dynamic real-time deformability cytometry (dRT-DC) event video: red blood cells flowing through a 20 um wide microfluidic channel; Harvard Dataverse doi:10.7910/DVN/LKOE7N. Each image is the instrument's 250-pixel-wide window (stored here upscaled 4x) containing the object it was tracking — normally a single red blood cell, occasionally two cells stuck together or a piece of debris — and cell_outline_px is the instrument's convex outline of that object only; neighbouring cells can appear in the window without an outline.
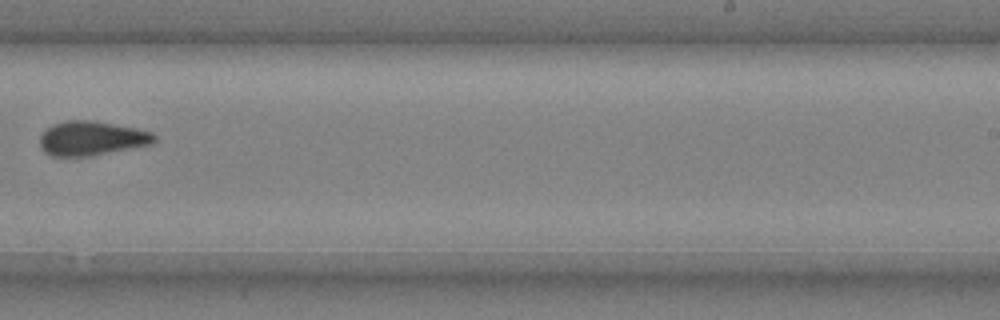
{"species": "common noctule bat (a hibernating species)", "species_latin": "Nyctalus noctula", "temperature_condition": "cold", "stored_images_in_passage": 10, "camera_frame_rate_fps": 3000, "um_per_image_px": 0.085, "animal": {"sex": "male", "body_mass_g": 20.4}, "frame": {"image": 1, "passage_image": 9, "time_ms": 2.667, "image_size_px": [1000, 320], "cell_outline_px": [[156, 140], [152, 144], [88, 156], [52, 156], [44, 152], [40, 144], [40, 136], [52, 124], [68, 120], [96, 120], [136, 128], [152, 132], [156, 136]], "centroid_in_image_um": [7.79, 11.74], "position_along_channel_um": 281.2, "area_um2": 22.83}}
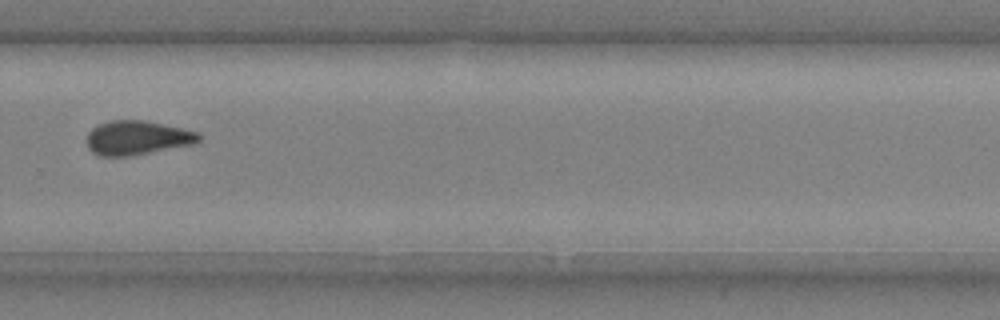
{"frame": {"image": 2, "passage_image": 10, "time_ms": 3.0, "image_size_px": [1000, 320], "cell_outline_px": [[200, 140], [192, 144], [128, 156], [100, 156], [92, 152], [88, 148], [88, 132], [92, 128], [100, 124], [112, 120], [144, 120], [184, 128], [200, 132]], "centroid_in_image_um": [11.67, 11.7], "position_along_channel_um": 318.1, "area_um2": 22.14}}